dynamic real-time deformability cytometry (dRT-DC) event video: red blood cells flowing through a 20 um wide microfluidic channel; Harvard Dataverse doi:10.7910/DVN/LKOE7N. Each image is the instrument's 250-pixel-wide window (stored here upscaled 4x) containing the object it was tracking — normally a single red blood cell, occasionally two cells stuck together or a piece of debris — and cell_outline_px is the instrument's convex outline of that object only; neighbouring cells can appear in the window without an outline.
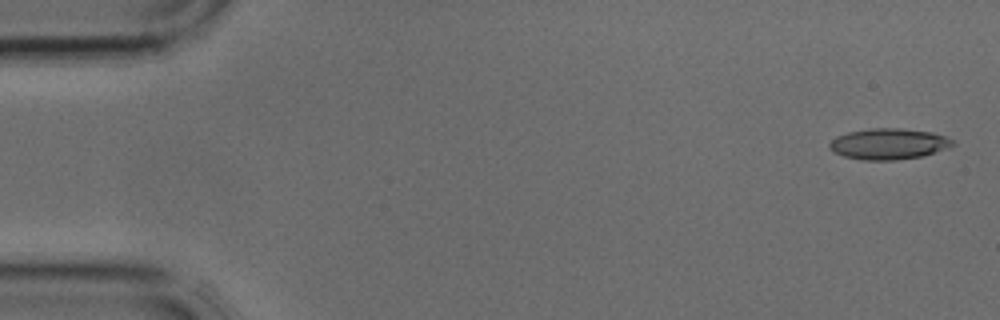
{"species": "common noctule bat (a hibernating species)", "species_latin": "Nyctalus noctula", "temperature_condition": "cold", "stored_images_in_passage": 4, "camera_frame_rate_fps": 3000, "um_per_image_px": 0.085, "animal": {"sex": "male", "body_mass_g": 17.9, "forearm_length_mm": 54.2}, "frame": {"image": 1, "passage_image": 1, "time_ms": 0.0, "image_size_px": [1000, 320], "cell_outline_px": [[956, 144], [924, 156], [896, 160], [864, 160], [844, 156], [828, 148], [828, 144], [836, 136], [848, 132], [872, 128], [900, 128], [932, 132], [948, 136]], "centroid_in_image_um": [75.55, 12.22], "position_along_channel_um": 9.5, "area_um2": 22.25}}
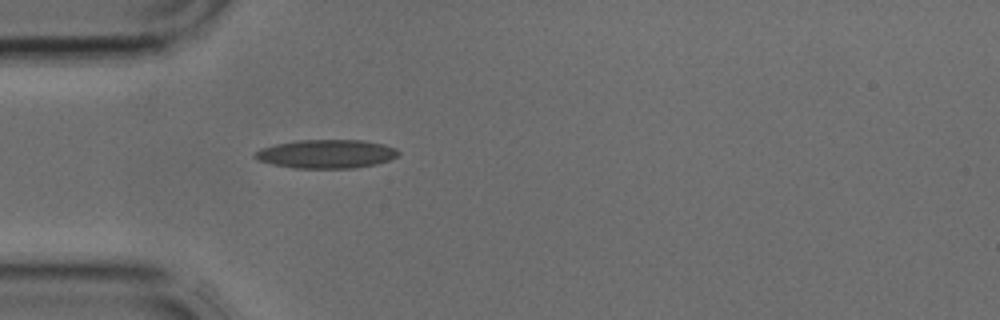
{"frame": {"image": 2, "passage_image": 4, "time_ms": 1.0, "image_size_px": [1000, 320], "cell_outline_px": [[400, 156], [376, 164], [352, 168], [296, 168], [272, 164], [256, 160], [252, 156], [252, 152], [260, 148], [276, 144], [296, 140], [364, 140], [384, 144], [396, 148], [400, 152]], "centroid_in_image_um": [27.72, 13.08], "position_along_channel_um": 57.3, "area_um2": 24.22}}